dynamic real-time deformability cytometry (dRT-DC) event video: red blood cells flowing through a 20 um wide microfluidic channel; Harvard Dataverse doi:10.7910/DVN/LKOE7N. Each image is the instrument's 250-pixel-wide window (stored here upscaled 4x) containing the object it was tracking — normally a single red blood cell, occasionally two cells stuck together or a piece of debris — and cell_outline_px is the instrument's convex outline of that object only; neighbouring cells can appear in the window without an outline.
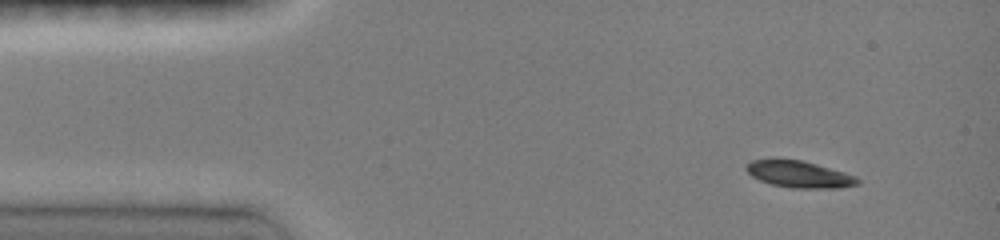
{"species": "common noctule bat (a hibernating species)", "species_latin": "Nyctalus noctula", "temperature_condition": "room temperature", "stored_images_in_passage": 13, "camera_frame_rate_fps": 3000, "um_per_image_px": 0.085, "animal": {"sex": "female", "body_mass_g": 19.0, "forearm_length_mm": 51.5}, "frame": {"image": 1, "passage_image": 4, "time_ms": 1.0, "image_size_px": [1000, 240], "cell_outline_px": [[860, 184], [840, 188], [792, 188], [772, 184], [760, 180], [752, 176], [744, 168], [744, 164], [752, 160], [772, 156], [776, 156], [800, 160], [816, 164], [844, 172], [856, 176], [860, 180]], "centroid_in_image_um": [67.86, 14.77], "position_along_channel_um": 17.1, "area_um2": 17.92}}
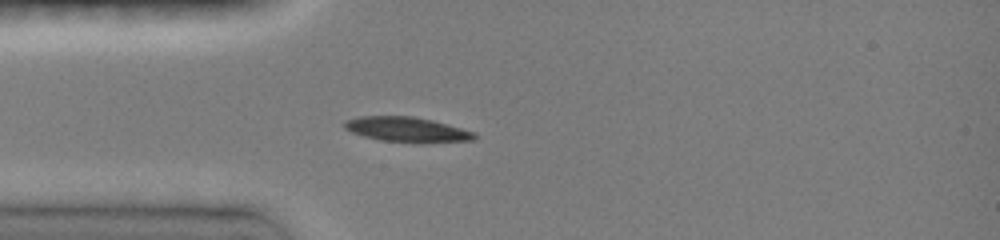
{"frame": {"image": 2, "passage_image": 10, "time_ms": 3.667, "image_size_px": [1000, 240], "cell_outline_px": [[476, 136], [472, 140], [380, 140], [364, 136], [352, 132], [344, 128], [344, 120], [356, 116], [412, 116], [432, 120], [476, 132]], "centroid_in_image_um": [34.48, 10.94], "position_along_channel_um": 50.5, "area_um2": 17.86}}
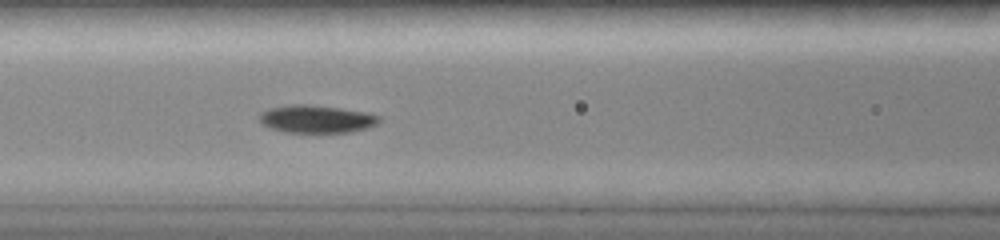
{"frame": {"image": 3, "passage_image": 13, "time_ms": 6.0, "image_size_px": [1000, 240], "cell_outline_px": [[380, 120], [376, 124], [368, 128], [352, 132], [284, 132], [268, 128], [260, 120], [260, 112], [268, 108], [288, 104], [308, 104], [340, 108], [368, 112], [380, 116]], "centroid_in_image_um": [26.9, 10.11], "position_along_channel_um": 139.7, "area_um2": 19.54}}